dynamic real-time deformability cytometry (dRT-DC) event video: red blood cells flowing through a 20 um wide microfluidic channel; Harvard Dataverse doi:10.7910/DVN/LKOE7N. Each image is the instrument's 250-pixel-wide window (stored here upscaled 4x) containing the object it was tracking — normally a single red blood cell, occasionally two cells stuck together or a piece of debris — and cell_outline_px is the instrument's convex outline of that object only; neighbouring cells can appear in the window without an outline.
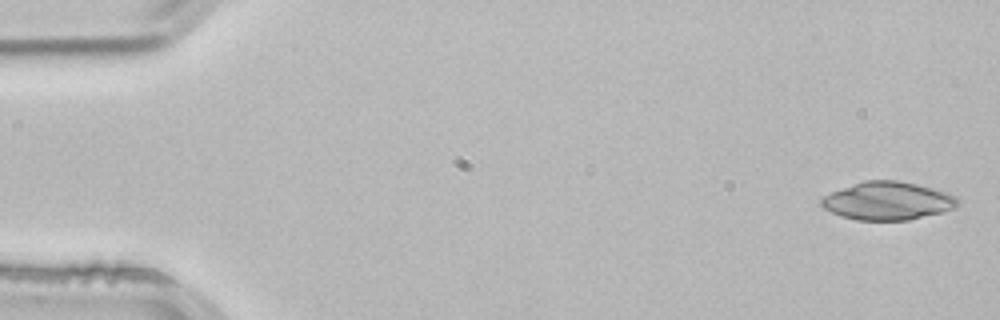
{"species": "common noctule bat (a hibernating species)", "species_latin": "Nyctalus noctula", "temperature_condition": "room temperature", "stored_images_in_passage": 3, "camera_frame_rate_fps": 3000, "um_per_image_px": 0.085, "animal": {"sex": "male", "body_mass_g": 21.5, "forearm_length_mm": 52.0}, "frame": {"image": 1, "passage_image": 1, "time_ms": 0.0, "image_size_px": [1000, 320], "cell_outline_px": [[960, 204], [956, 208], [908, 220], [856, 220], [840, 216], [824, 208], [820, 204], [820, 196], [864, 180], [896, 180], [916, 184], [948, 192], [956, 196]], "centroid_in_image_um": [75.44, 17.07], "position_along_channel_um": 9.6, "area_um2": 30.35}}
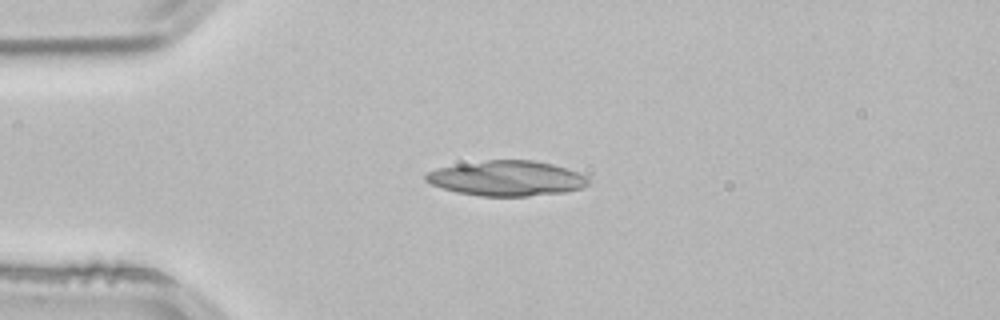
{"frame": {"image": 2, "passage_image": 3, "time_ms": 0.667, "image_size_px": [1000, 320], "cell_outline_px": [[592, 180], [584, 188], [564, 192], [528, 196], [480, 196], [456, 192], [432, 184], [424, 180], [424, 176], [428, 172], [436, 168], [460, 164], [488, 160], [532, 160], [552, 164], [568, 168], [588, 176]], "centroid_in_image_um": [43.12, 15.16], "position_along_channel_um": 41.9, "area_um2": 33.41}}